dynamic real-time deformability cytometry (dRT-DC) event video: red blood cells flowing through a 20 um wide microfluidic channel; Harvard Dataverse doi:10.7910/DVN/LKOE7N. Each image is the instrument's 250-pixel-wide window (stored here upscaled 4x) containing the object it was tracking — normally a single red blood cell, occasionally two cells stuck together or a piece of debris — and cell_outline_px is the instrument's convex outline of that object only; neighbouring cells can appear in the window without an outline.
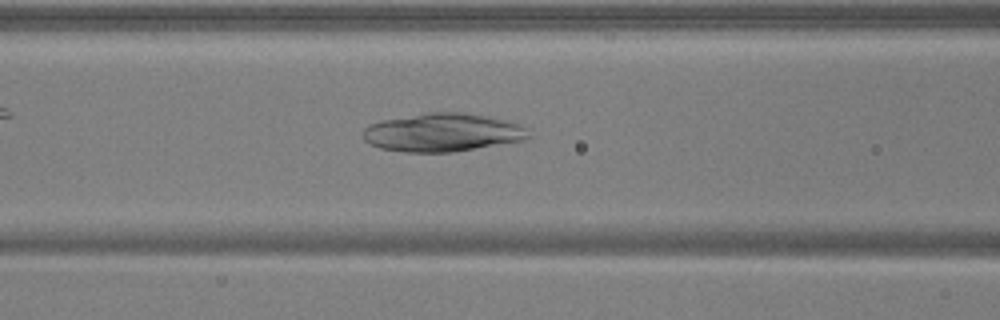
{"species": "common noctule bat (a hibernating species)", "species_latin": "Nyctalus noctula", "temperature_condition": "warm", "stored_images_in_passage": 51, "camera_frame_rate_fps": 3000, "um_per_image_px": 0.085, "animal": {"sex": "male", "body_mass_g": 17.9, "forearm_length_mm": 54.2}, "frame": {"image": 1, "passage_image": 21, "time_ms": 6.667, "image_size_px": [1000, 320], "cell_outline_px": [[532, 136], [524, 140], [452, 152], [404, 152], [380, 148], [364, 140], [364, 128], [368, 124], [384, 120], [428, 112], [464, 112], [484, 116], [520, 124], [528, 128]], "centroid_in_image_um": [37.64, 11.26], "position_along_channel_um": 129.0, "area_um2": 36.76}}
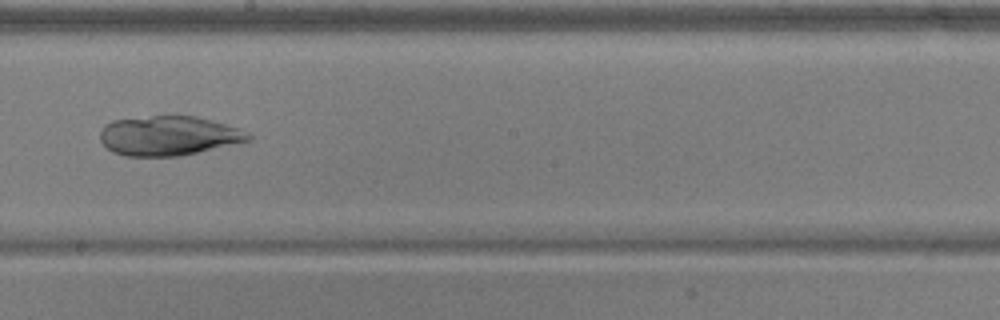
{"frame": {"image": 2, "passage_image": 29, "time_ms": 9.333, "image_size_px": [1000, 320], "cell_outline_px": [[252, 140], [180, 156], [124, 156], [112, 152], [100, 140], [100, 132], [104, 124], [112, 120], [152, 116], [196, 116], [224, 124], [236, 128], [252, 136]], "centroid_in_image_um": [14.28, 11.54], "position_along_channel_um": 233.9, "area_um2": 33.93}}
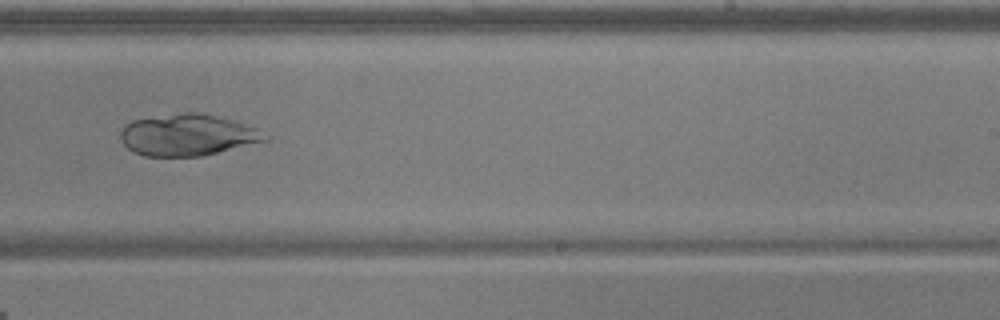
{"frame": {"image": 3, "passage_image": 32, "time_ms": 10.333, "image_size_px": [1000, 320], "cell_outline_px": [[268, 140], [204, 156], [144, 156], [132, 152], [120, 140], [120, 132], [124, 124], [132, 120], [180, 112], [200, 112], [232, 120], [256, 128]], "centroid_in_image_um": [15.88, 11.47], "position_along_channel_um": 273.1, "area_um2": 34.97}}